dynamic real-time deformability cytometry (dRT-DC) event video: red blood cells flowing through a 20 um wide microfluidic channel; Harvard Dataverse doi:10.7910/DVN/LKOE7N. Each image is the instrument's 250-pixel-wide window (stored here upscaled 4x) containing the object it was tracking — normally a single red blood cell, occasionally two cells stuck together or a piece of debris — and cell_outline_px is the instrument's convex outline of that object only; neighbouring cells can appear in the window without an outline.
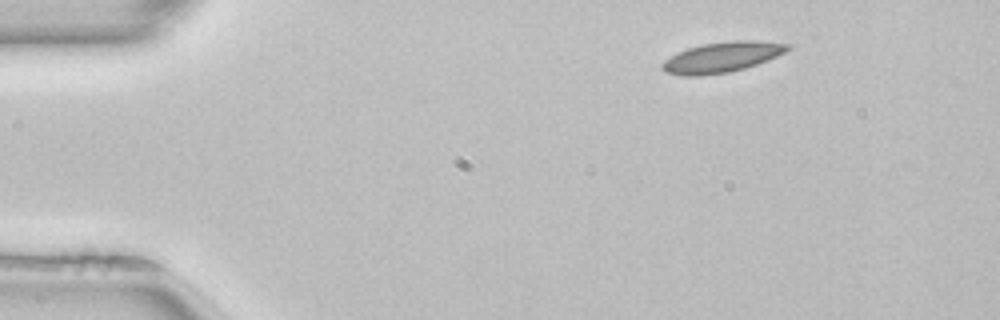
{"species": "common noctule bat (a hibernating species)", "species_latin": "Nyctalus noctula", "temperature_condition": "room temperature", "stored_images_in_passage": 45, "camera_frame_rate_fps": 3000, "um_per_image_px": 0.085, "animal": {"sex": "female", "body_mass_g": 22.7, "forearm_length_mm": 54.2}, "frame": {"image": 1, "passage_image": 1, "time_ms": 0.0, "image_size_px": [1000, 320], "cell_outline_px": [[792, 48], [768, 60], [744, 68], [728, 72], [700, 76], [684, 76], [664, 72], [660, 68], [660, 64], [664, 60], [688, 48], [704, 44], [732, 40], [752, 40], [792, 44]], "centroid_in_image_um": [61.36, 4.86], "position_along_channel_um": 23.6, "area_um2": 22.14}}
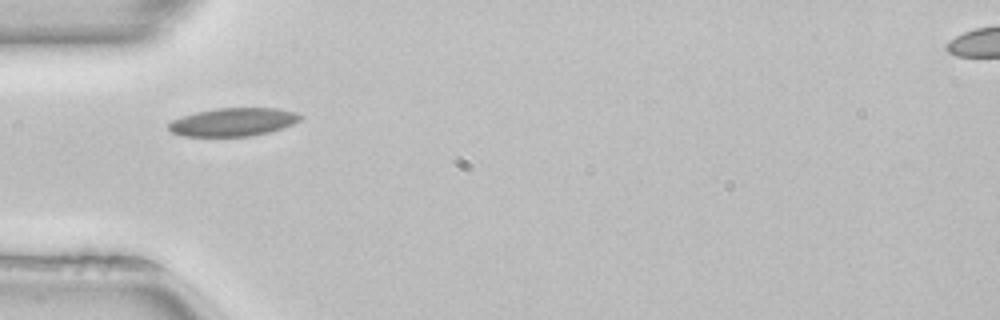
{"frame": {"image": 2, "passage_image": 10, "time_ms": 3.0, "image_size_px": [1000, 320], "cell_outline_px": [[304, 116], [300, 120], [292, 124], [268, 132], [252, 136], [184, 136], [172, 132], [168, 128], [168, 124], [172, 120], [196, 112], [216, 108], [280, 108], [296, 112]], "centroid_in_image_um": [19.84, 10.36], "position_along_channel_um": 65.2, "area_um2": 21.56}}
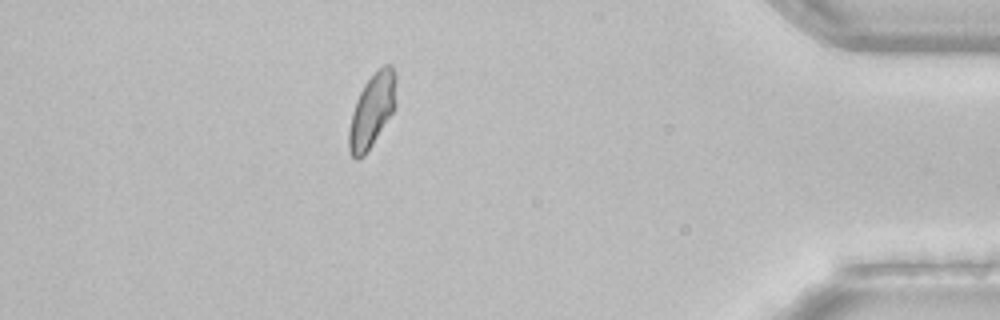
{"frame": {"image": 3, "passage_image": 39, "time_ms": 12.667, "image_size_px": [1000, 320], "cell_outline_px": [[396, 108], [364, 156], [356, 160], [352, 156], [348, 148], [348, 128], [352, 112], [356, 100], [364, 84], [384, 64], [392, 64], [396, 76]], "centroid_in_image_um": [31.63, 9.4], "position_along_channel_um": 403.6, "area_um2": 20.35}, "authors_computed_cell_mechanics": {"area_um2": 20.3456, "velocity_mm_per_s": 3.9887, "shape_relaxation_time_tau1_ms": 6.4719, "shape_relaxation_time_tau2_ms": 1.9192, "deformation_change_tau1": 0.129, "deformation_change_tau2": 0.048}}